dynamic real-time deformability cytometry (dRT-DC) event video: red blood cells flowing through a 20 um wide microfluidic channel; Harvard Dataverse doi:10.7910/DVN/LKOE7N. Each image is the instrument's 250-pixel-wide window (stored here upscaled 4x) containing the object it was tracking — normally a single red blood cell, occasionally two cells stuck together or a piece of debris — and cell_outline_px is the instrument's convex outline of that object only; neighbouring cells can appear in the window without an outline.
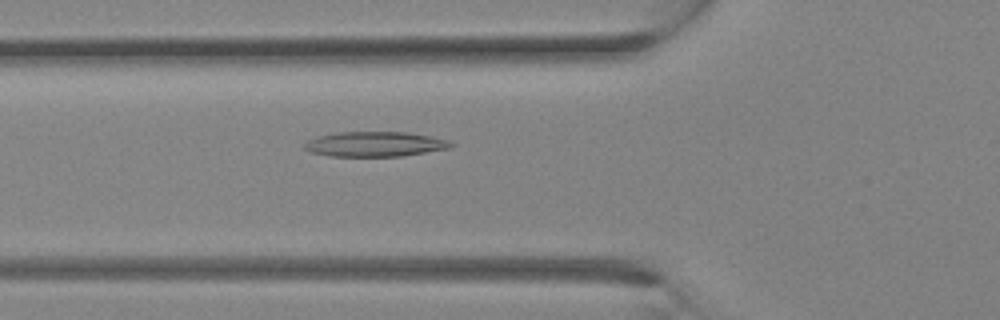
{"species": "Egyptian fruit bat (a non-hibernating species)", "species_latin": "Rousettus aegyptiacus", "temperature_condition": "room temperature", "stored_images_in_passage": 22, "camera_frame_rate_fps": 3000, "um_per_image_px": 0.085, "animal": {"sex": "female"}, "frame": {"image": 1, "passage_image": 3, "time_ms": 0.667, "image_size_px": [1000, 320], "cell_outline_px": [[456, 144], [448, 148], [400, 156], [332, 156], [312, 152], [304, 148], [304, 144], [308, 140], [316, 136], [340, 132], [408, 132], [448, 140]], "centroid_in_image_um": [31.85, 12.24], "position_along_channel_um": 94.0, "area_um2": 21.04}}
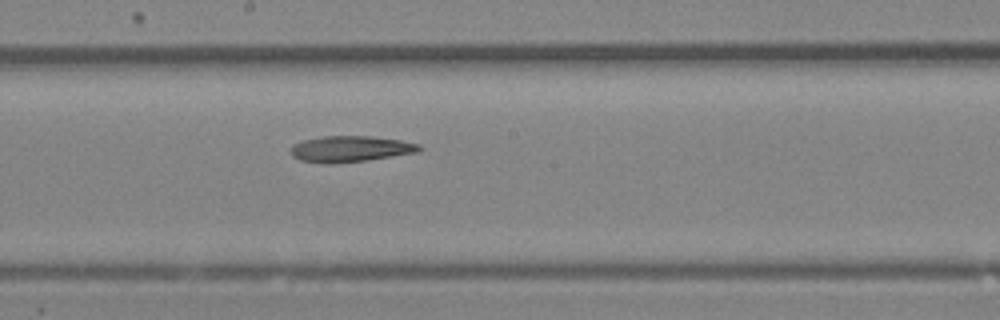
{"frame": {"image": 2, "passage_image": 9, "time_ms": 2.667, "image_size_px": [1000, 320], "cell_outline_px": [[424, 148], [420, 152], [368, 160], [332, 164], [324, 164], [300, 160], [292, 156], [288, 152], [288, 148], [292, 144], [304, 140], [324, 136], [372, 136], [400, 140], [420, 144]], "centroid_in_image_um": [29.77, 12.66], "position_along_channel_um": 218.4, "area_um2": 19.94}}
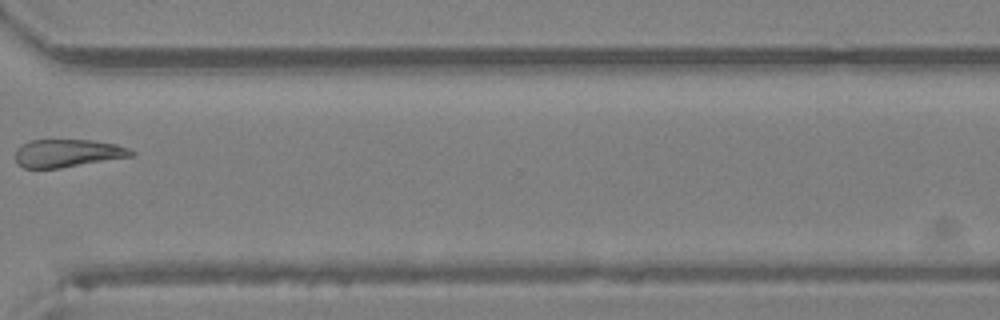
{"frame": {"image": 3, "passage_image": 16, "time_ms": 5.0, "image_size_px": [1000, 320], "cell_outline_px": [[136, 152], [132, 156], [60, 168], [24, 168], [16, 164], [16, 148], [20, 144], [32, 140], [92, 140], [116, 144], [128, 148]], "centroid_in_image_um": [5.71, 13.02], "position_along_channel_um": 364.9, "area_um2": 18.84}}